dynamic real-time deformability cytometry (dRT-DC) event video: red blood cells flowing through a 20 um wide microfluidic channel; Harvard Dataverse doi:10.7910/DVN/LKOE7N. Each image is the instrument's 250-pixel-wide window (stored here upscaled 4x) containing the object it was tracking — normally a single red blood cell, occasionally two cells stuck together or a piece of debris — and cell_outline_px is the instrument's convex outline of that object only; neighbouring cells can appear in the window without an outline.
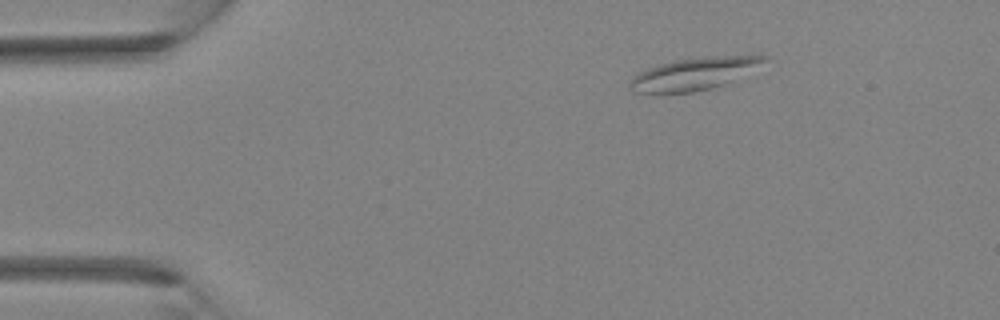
{"species": "Egyptian fruit bat (a non-hibernating species)", "species_latin": "Rousettus aegyptiacus", "temperature_condition": "room temperature", "stored_images_in_passage": 3, "camera_frame_rate_fps": 3000, "um_per_image_px": 0.085, "animal": {"sex": "female"}, "frame": {"image": 1, "passage_image": 1, "time_ms": 0.0, "image_size_px": [1000, 320], "cell_outline_px": [[768, 60], [724, 84], [712, 88], [692, 92], [656, 96], [636, 92], [628, 88], [628, 84], [632, 76], [648, 68], [660, 64], [676, 60], [716, 56], [768, 56]], "centroid_in_image_um": [58.83, 6.33], "position_along_channel_um": 26.2, "area_um2": 25.26}}